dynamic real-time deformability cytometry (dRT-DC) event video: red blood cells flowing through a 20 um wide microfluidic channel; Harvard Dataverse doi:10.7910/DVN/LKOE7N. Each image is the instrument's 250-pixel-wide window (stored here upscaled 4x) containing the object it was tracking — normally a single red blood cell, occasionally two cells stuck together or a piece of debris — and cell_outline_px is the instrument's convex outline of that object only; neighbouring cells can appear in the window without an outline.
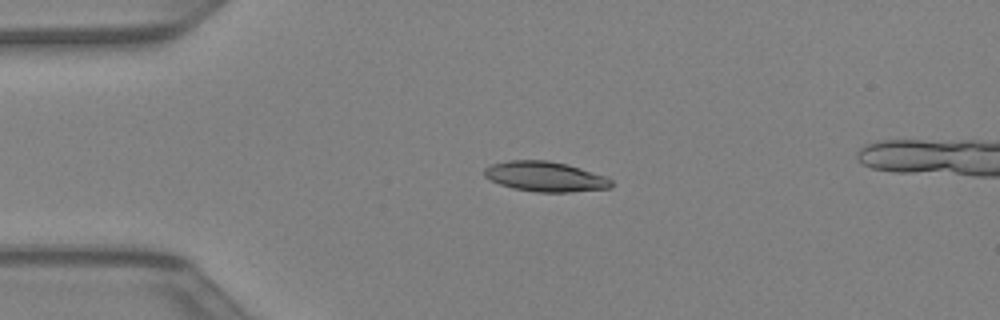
{"species": "Egyptian fruit bat (a non-hibernating species)", "species_latin": "Rousettus aegyptiacus", "temperature_condition": "warm", "stored_images_in_passage": 41, "camera_frame_rate_fps": 3000, "um_per_image_px": 0.085, "animal": {"sex": "female"}, "frame": {"image": 1, "passage_image": 9, "time_ms": 2.667, "image_size_px": [1000, 320], "cell_outline_px": [[612, 188], [568, 192], [536, 192], [512, 188], [500, 184], [484, 176], [484, 168], [492, 164], [508, 160], [548, 160], [568, 164], [604, 176], [612, 180]], "centroid_in_image_um": [46.34, 15.0], "position_along_channel_um": 38.7, "area_um2": 22.2}}
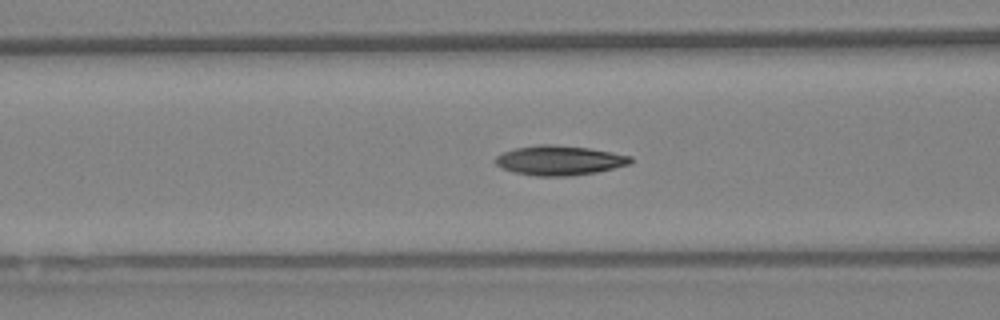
{"frame": {"image": 2, "passage_image": 16, "time_ms": 5.0, "image_size_px": [1000, 320], "cell_outline_px": [[632, 160], [628, 164], [596, 172], [568, 176], [536, 176], [516, 172], [500, 168], [496, 164], [496, 156], [504, 152], [516, 148], [540, 144], [548, 144], [588, 148], [612, 152], [632, 156]], "centroid_in_image_um": [47.54, 13.63], "position_along_channel_um": 119.1, "area_um2": 23.0}}
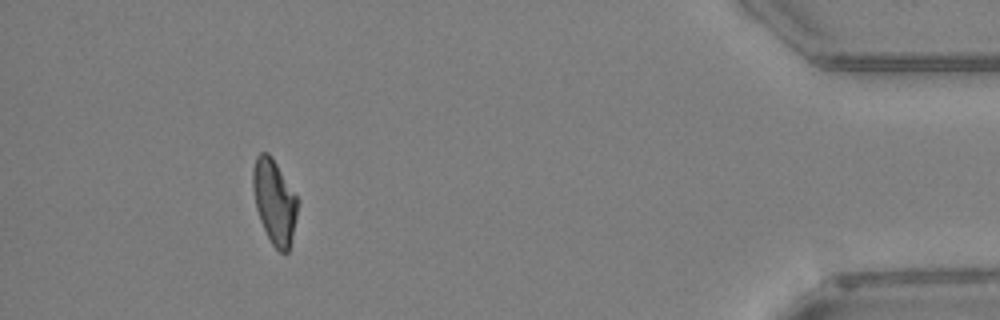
{"frame": {"image": 3, "passage_image": 38, "time_ms": 12.333, "image_size_px": [1000, 320], "cell_outline_px": [[300, 200], [292, 236], [288, 252], [280, 252], [272, 244], [260, 220], [256, 208], [252, 188], [252, 168], [256, 156], [260, 152], [268, 152], [272, 156]], "centroid_in_image_um": [23.32, 17.08], "position_along_channel_um": 411.9, "area_um2": 22.2}}